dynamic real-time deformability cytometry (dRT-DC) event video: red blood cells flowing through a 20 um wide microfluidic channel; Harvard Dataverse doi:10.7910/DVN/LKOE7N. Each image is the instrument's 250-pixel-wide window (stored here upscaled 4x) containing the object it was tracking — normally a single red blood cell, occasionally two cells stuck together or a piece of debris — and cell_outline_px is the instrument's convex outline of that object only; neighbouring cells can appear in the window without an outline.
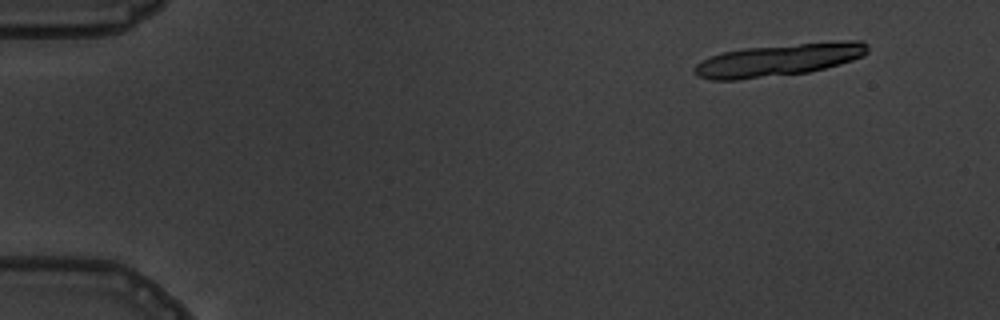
{"species": "common noctule bat (a hibernating species)", "species_latin": "Nyctalus noctula", "temperature_condition": "warm", "stored_images_in_passage": 8, "segment_of_instrument_passage": [1, 2], "camera_frame_rate_fps": 3000, "um_per_image_px": 0.085, "animal": {"sex": "male", "body_mass_g": 19.5, "forearm_length_mm": 54.6}, "frame": {"image": 1, "passage_image": 1, "time_ms": 0.0, "image_size_px": [1000, 320], "cell_outline_px": [[868, 52], [864, 56], [840, 64], [808, 72], [736, 80], [712, 80], [696, 76], [692, 72], [692, 68], [696, 64], [712, 56], [724, 52], [744, 48], [844, 40], [860, 40], [868, 44]], "centroid_in_image_um": [66.2, 5.09], "position_along_channel_um": 18.8, "area_um2": 32.66}}